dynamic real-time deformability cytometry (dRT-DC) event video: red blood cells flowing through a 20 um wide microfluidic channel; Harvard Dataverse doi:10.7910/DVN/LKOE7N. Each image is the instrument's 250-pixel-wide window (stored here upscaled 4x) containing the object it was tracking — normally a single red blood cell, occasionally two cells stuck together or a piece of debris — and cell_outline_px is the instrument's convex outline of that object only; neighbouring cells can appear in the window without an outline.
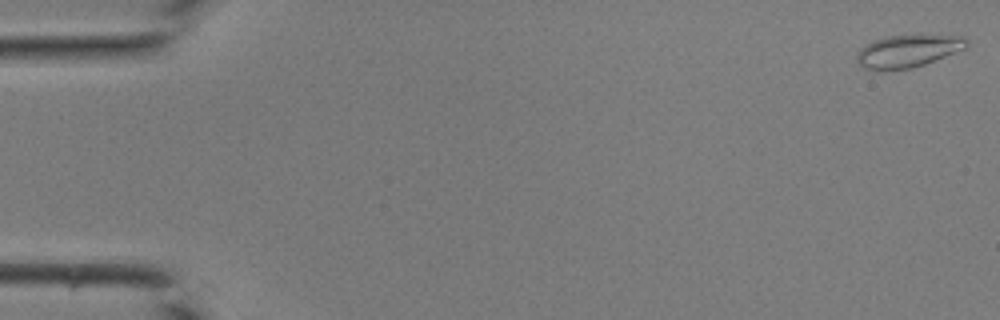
{"species": "common noctule bat (a hibernating species)", "species_latin": "Nyctalus noctula", "temperature_condition": "room temperature", "stored_images_in_passage": 42, "camera_frame_rate_fps": 3000, "um_per_image_px": 0.085, "animal": {"sex": "male", "body_mass_g": 19.0, "forearm_length_mm": 50.8}, "frame": {"image": 1, "passage_image": 1, "time_ms": 0.0, "image_size_px": [1000, 320], "cell_outline_px": [[968, 48], [924, 64], [912, 68], [880, 72], [864, 68], [856, 60], [856, 52], [860, 48], [872, 40], [888, 36], [916, 32], [920, 32], [964, 36], [968, 40]], "centroid_in_image_um": [77.2, 4.3], "position_along_channel_um": 7.8, "area_um2": 22.14}}
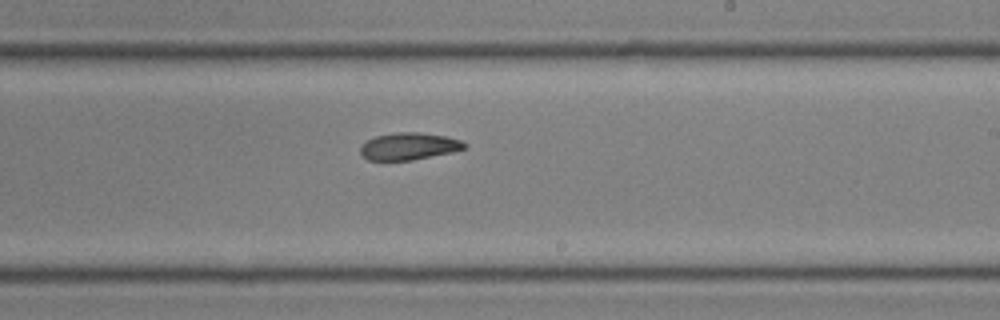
{"frame": {"image": 2, "passage_image": 26, "time_ms": 8.333, "image_size_px": [1000, 320], "cell_outline_px": [[468, 148], [452, 152], [412, 160], [368, 160], [360, 152], [360, 148], [368, 140], [376, 136], [396, 132], [420, 132], [444, 136], [460, 140], [468, 144]], "centroid_in_image_um": [34.8, 12.43], "position_along_channel_um": 254.2, "area_um2": 16.36}}
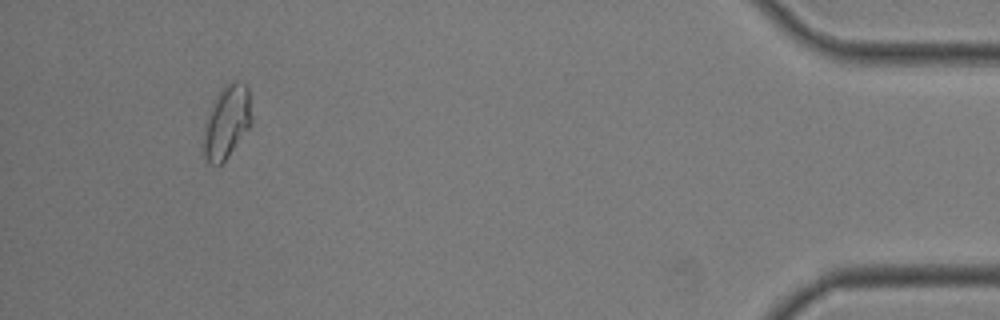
{"frame": {"image": 3, "passage_image": 40, "time_ms": 13.0, "image_size_px": [1000, 320], "cell_outline_px": [[252, 124], [228, 156], [216, 168], [208, 164], [204, 156], [204, 124], [212, 104], [220, 88], [224, 84], [232, 80], [236, 80], [244, 84], [248, 88], [252, 116]], "centroid_in_image_um": [19.27, 10.36], "position_along_channel_um": 415.9, "area_um2": 20.69}}